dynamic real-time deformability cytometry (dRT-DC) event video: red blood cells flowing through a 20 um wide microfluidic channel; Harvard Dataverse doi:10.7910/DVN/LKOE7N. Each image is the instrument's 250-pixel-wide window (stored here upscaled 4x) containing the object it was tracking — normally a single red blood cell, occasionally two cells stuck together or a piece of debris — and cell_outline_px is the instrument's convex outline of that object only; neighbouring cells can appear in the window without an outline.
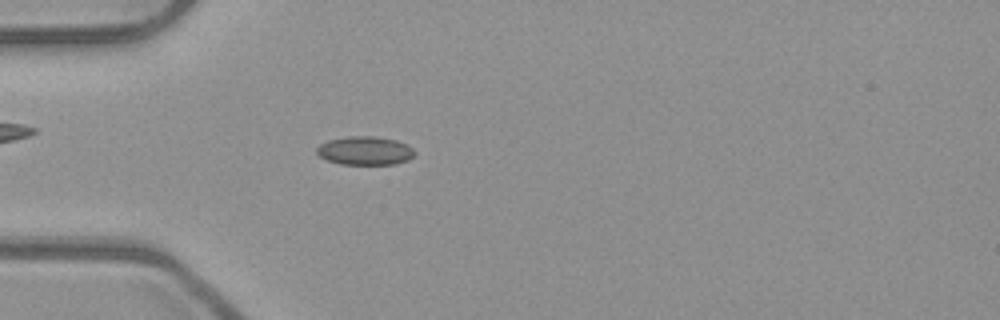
{"species": "common noctule bat (a hibernating species)", "species_latin": "Nyctalus noctula", "temperature_condition": "room temperature", "stored_images_in_passage": 53, "camera_frame_rate_fps": 3000, "um_per_image_px": 0.085, "animal": {"sex": "male", "body_mass_g": 23.1, "forearm_length_mm": 52.7}, "frame": {"image": 1, "passage_image": 16, "time_ms": 5.0, "image_size_px": [1000, 320], "cell_outline_px": [[416, 152], [408, 160], [396, 164], [340, 164], [328, 160], [320, 156], [316, 152], [316, 148], [320, 144], [328, 140], [348, 136], [376, 136], [396, 140], [412, 148]], "centroid_in_image_um": [31.01, 12.8], "position_along_channel_um": 54.0, "area_um2": 16.24}}
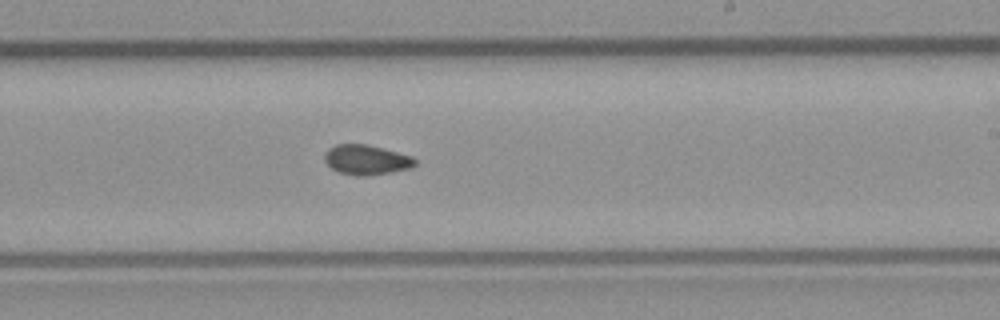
{"frame": {"image": 2, "passage_image": 32, "time_ms": 10.333, "image_size_px": [1000, 320], "cell_outline_px": [[416, 164], [412, 168], [392, 172], [368, 176], [356, 176], [340, 172], [332, 168], [324, 160], [324, 152], [328, 148], [336, 144], [368, 144], [412, 156], [416, 160]], "centroid_in_image_um": [31.15, 13.58], "position_along_channel_um": 257.9, "area_um2": 15.9}}
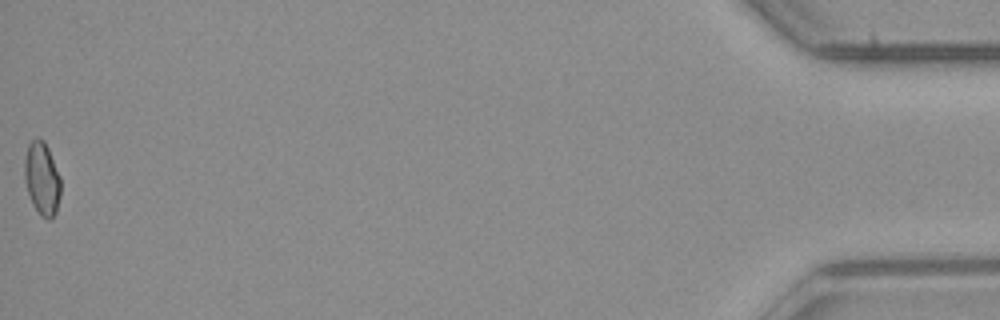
{"frame": {"image": 3, "passage_image": 53, "time_ms": 17.333, "image_size_px": [1000, 320], "cell_outline_px": [[60, 196], [56, 212], [52, 220], [48, 220], [40, 216], [32, 204], [24, 180], [24, 160], [28, 144], [36, 136], [44, 140], [48, 148], [60, 176]], "centroid_in_image_um": [3.56, 15.19], "position_along_channel_um": 431.6, "area_um2": 15.66}, "authors_computed_cell_mechanics": {"area_um2": 15.6638, "velocity_mm_per_s": 3.9596, "shape_relaxation_time_tau1_ms": null, "shape_relaxation_time_tau2_ms": 5.7453, "deformation_change_tau1": null, "deformation_change_tau2": 0.0972}}